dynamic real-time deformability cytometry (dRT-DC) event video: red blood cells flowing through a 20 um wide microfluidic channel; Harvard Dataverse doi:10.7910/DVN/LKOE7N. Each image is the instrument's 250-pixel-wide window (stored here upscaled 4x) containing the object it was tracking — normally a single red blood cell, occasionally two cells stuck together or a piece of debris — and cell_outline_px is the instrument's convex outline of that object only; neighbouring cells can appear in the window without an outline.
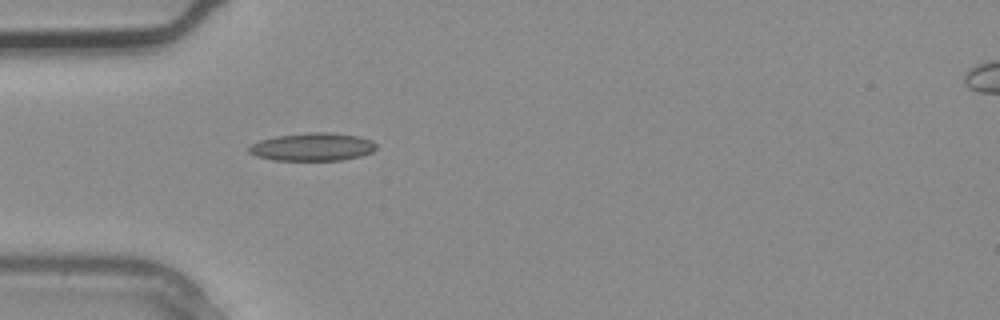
{"species": "common noctule bat (a hibernating species)", "species_latin": "Nyctalus noctula", "temperature_condition": "warm", "stored_images_in_passage": 2, "camera_frame_rate_fps": 3000, "um_per_image_px": 0.085, "animal": {"sex": "male", "body_mass_g": 20.4}, "frame": {"image": 1, "passage_image": 1, "time_ms": 0.0, "image_size_px": [1000, 320], "cell_outline_px": [[376, 148], [372, 152], [360, 156], [340, 160], [272, 160], [256, 156], [248, 152], [248, 148], [252, 144], [260, 140], [276, 136], [308, 132], [332, 132], [360, 136], [372, 140], [376, 144]], "centroid_in_image_um": [26.57, 12.48], "position_along_channel_um": 58.4, "area_um2": 20.87}}